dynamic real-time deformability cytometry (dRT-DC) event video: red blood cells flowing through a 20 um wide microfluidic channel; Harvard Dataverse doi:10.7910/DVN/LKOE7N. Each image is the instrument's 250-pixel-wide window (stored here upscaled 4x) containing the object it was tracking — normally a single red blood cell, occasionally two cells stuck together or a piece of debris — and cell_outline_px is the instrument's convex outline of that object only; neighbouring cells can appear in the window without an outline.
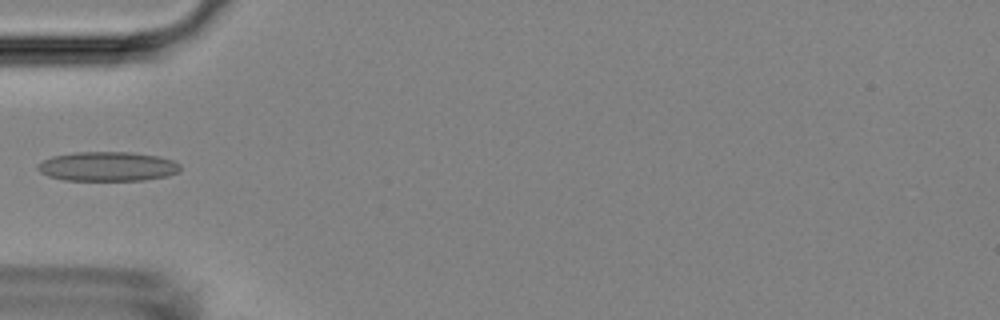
{"species": "Egyptian fruit bat (a non-hibernating species)", "species_latin": "Rousettus aegyptiacus", "temperature_condition": "room temperature", "stored_images_in_passage": 5, "camera_frame_rate_fps": 3000, "um_per_image_px": 0.085, "animal": {"sex": "female"}, "frame": {"image": 1, "passage_image": 5, "time_ms": 1.333, "image_size_px": [1000, 320], "cell_outline_px": [[180, 172], [168, 176], [144, 180], [64, 180], [48, 176], [40, 172], [36, 168], [36, 164], [52, 156], [76, 152], [132, 152], [160, 156], [172, 160], [180, 164]], "centroid_in_image_um": [9.15, 14.14], "position_along_channel_um": 75.8, "area_um2": 24.62}}